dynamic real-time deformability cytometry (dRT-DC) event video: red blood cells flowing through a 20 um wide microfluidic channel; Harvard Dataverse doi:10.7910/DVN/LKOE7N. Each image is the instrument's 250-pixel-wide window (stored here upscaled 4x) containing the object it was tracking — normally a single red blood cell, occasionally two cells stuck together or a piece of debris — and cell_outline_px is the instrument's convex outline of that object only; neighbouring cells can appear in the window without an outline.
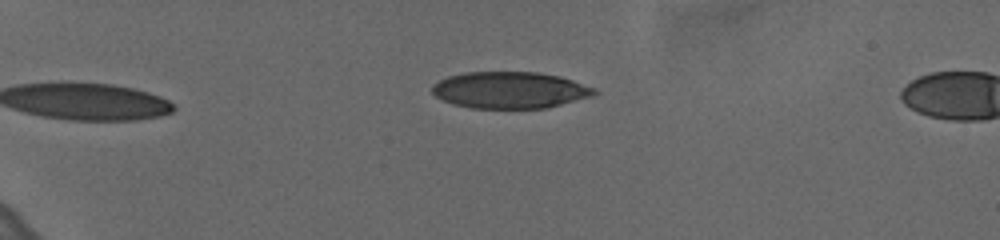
{"species": "human", "species_latin": "Homo sapiens", "temperature_condition": "cold", "stored_images_in_passage": 12, "camera_frame_rate_fps": 3000, "um_per_image_px": 0.085, "donor": {"sex": "female"}, "frame": {"image": 1, "passage_image": 9, "time_ms": 2.667, "image_size_px": [1000, 240], "cell_outline_px": [[596, 92], [592, 96], [544, 108], [472, 108], [452, 104], [436, 96], [432, 92], [432, 84], [448, 76], [464, 72], [536, 72], [560, 76], [596, 88]], "centroid_in_image_um": [43.31, 7.65], "position_along_channel_um": 41.7, "area_um2": 34.45}}